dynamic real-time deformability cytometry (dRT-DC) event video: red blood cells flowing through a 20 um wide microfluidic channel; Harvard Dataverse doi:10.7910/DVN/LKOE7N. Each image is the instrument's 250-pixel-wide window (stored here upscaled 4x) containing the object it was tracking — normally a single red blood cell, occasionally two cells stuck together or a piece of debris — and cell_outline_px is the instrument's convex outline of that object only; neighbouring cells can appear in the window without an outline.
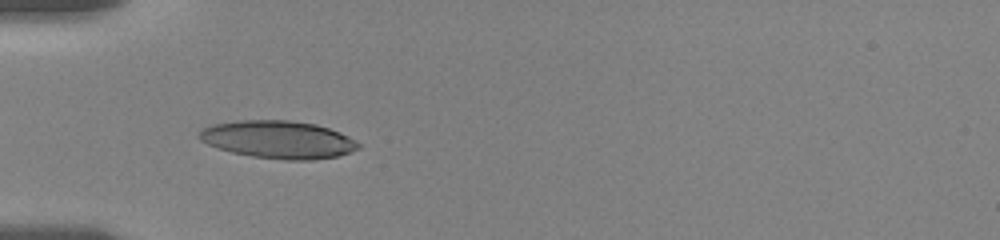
{"species": "human", "species_latin": "Homo sapiens", "temperature_condition": "room temperature", "stored_images_in_passage": 8, "camera_frame_rate_fps": 3000, "um_per_image_px": 0.085, "donor": {"sex": "female"}, "frame": {"image": 1, "passage_image": 7, "time_ms": 5.333, "image_size_px": [1000, 240], "cell_outline_px": [[360, 148], [336, 156], [312, 160], [284, 160], [252, 156], [232, 152], [208, 144], [200, 140], [196, 136], [204, 128], [212, 124], [236, 120], [288, 120], [316, 124], [340, 132], [348, 136], [360, 144]], "centroid_in_image_um": [23.64, 11.85], "position_along_channel_um": 61.4, "area_um2": 34.85}}
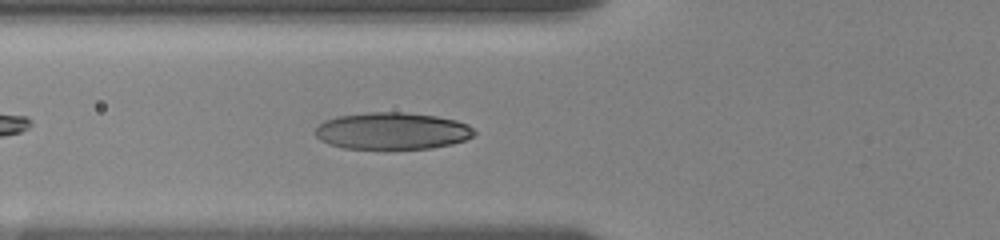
{"frame": {"image": 2, "passage_image": 8, "time_ms": 6.333, "image_size_px": [1000, 240], "cell_outline_px": [[476, 132], [472, 136], [464, 140], [452, 144], [432, 148], [344, 148], [328, 144], [320, 140], [316, 136], [316, 128], [324, 120], [336, 116], [372, 112], [404, 112], [436, 116], [456, 120], [468, 124]], "centroid_in_image_um": [33.33, 11.12], "position_along_channel_um": 92.5, "area_um2": 34.1}}